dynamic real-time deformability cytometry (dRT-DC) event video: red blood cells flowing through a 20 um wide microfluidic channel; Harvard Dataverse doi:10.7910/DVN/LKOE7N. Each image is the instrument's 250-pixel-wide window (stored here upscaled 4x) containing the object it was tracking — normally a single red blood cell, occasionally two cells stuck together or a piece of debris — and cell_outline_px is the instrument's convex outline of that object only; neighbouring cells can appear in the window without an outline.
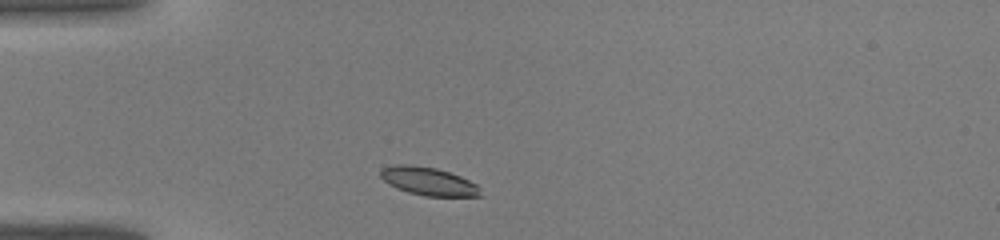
{"species": "common noctule bat (a hibernating species)", "species_latin": "Nyctalus noctula", "temperature_condition": "warm", "stored_images_in_passage": 32, "camera_frame_rate_fps": 3000, "um_per_image_px": 0.085, "animal": {"sex": "male", "body_mass_g": 19.0, "forearm_length_mm": 50.8}, "frame": {"image": 1, "passage_image": 1, "time_ms": 0.0, "image_size_px": [1000, 240], "cell_outline_px": [[480, 196], [424, 196], [408, 192], [396, 188], [388, 184], [380, 176], [380, 172], [384, 168], [396, 164], [412, 164], [436, 168], [460, 176], [476, 184], [480, 188]], "centroid_in_image_um": [36.39, 15.4], "position_along_channel_um": 48.6, "area_um2": 16.3}}
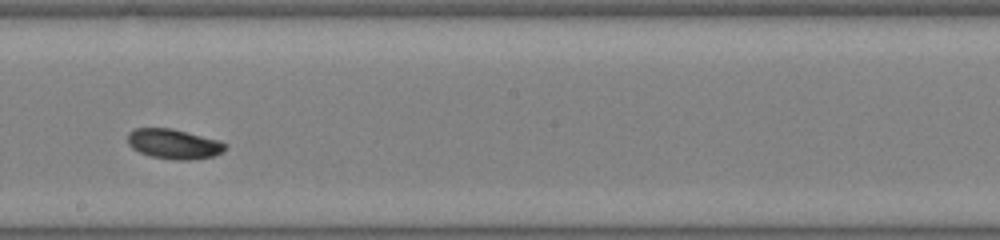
{"frame": {"image": 2, "passage_image": 14, "time_ms": 4.333, "image_size_px": [1000, 240], "cell_outline_px": [[228, 144], [216, 156], [188, 160], [176, 160], [152, 156], [140, 152], [132, 148], [128, 144], [128, 132], [136, 128], [172, 128], [220, 140]], "centroid_in_image_um": [14.78, 12.23], "position_along_channel_um": 233.4, "area_um2": 16.99}}
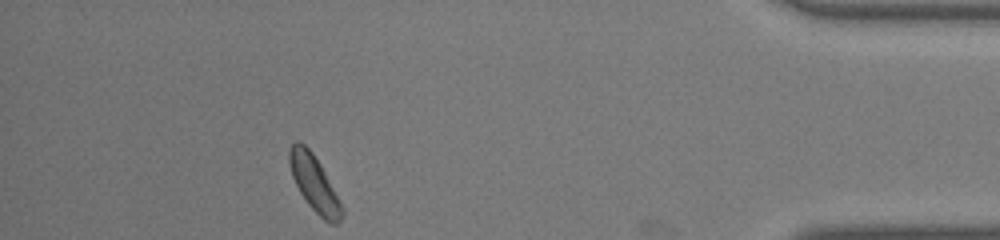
{"frame": {"image": 3, "passage_image": 28, "time_ms": 9.0, "image_size_px": [1000, 240], "cell_outline_px": [[344, 216], [336, 224], [332, 224], [324, 220], [308, 204], [300, 192], [292, 176], [288, 160], [288, 148], [296, 140], [300, 140], [312, 152], [320, 164], [344, 208]], "centroid_in_image_um": [26.71, 15.58], "position_along_channel_um": 408.5, "area_um2": 17.05}}